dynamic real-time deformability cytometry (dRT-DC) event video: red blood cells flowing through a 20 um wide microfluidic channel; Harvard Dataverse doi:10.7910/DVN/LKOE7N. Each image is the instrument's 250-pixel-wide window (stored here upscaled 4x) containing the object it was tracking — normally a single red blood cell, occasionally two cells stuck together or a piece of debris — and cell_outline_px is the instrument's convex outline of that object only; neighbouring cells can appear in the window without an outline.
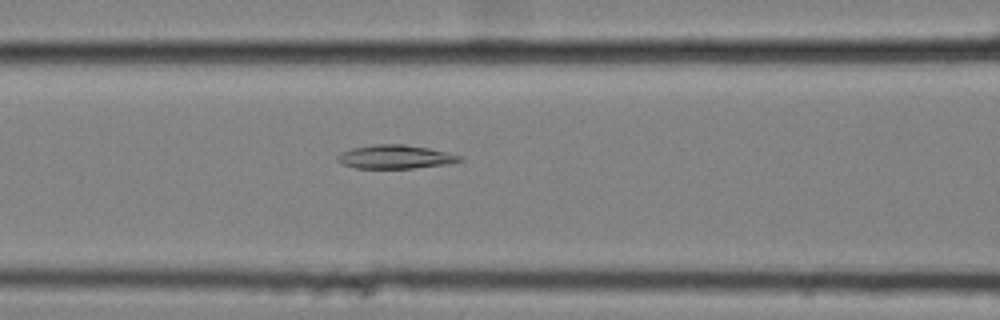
{"species": "common noctule bat (a hibernating species)", "species_latin": "Nyctalus noctula", "temperature_condition": "cold", "stored_images_in_passage": 57, "camera_frame_rate_fps": 3000, "um_per_image_px": 0.085, "animal": {"sex": "female", "body_mass_g": 25.1}, "frame": {"image": 1, "passage_image": 26, "time_ms": 8.333, "image_size_px": [1000, 320], "cell_outline_px": [[464, 160], [448, 164], [412, 168], [356, 168], [344, 164], [336, 160], [336, 156], [340, 152], [352, 148], [376, 144], [404, 144], [428, 148], [464, 156]], "centroid_in_image_um": [33.61, 13.33], "position_along_channel_um": 133.0, "area_um2": 16.88}}
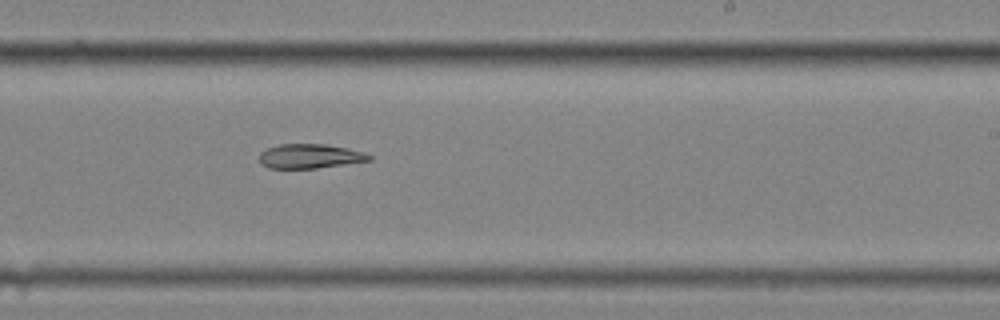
{"frame": {"image": 2, "passage_image": 37, "time_ms": 12.0, "image_size_px": [1000, 320], "cell_outline_px": [[372, 160], [316, 168], [268, 168], [260, 164], [260, 152], [268, 148], [280, 144], [324, 144], [348, 148], [364, 152], [372, 156]], "centroid_in_image_um": [26.34, 13.27], "position_along_channel_um": 262.7, "area_um2": 15.55}}
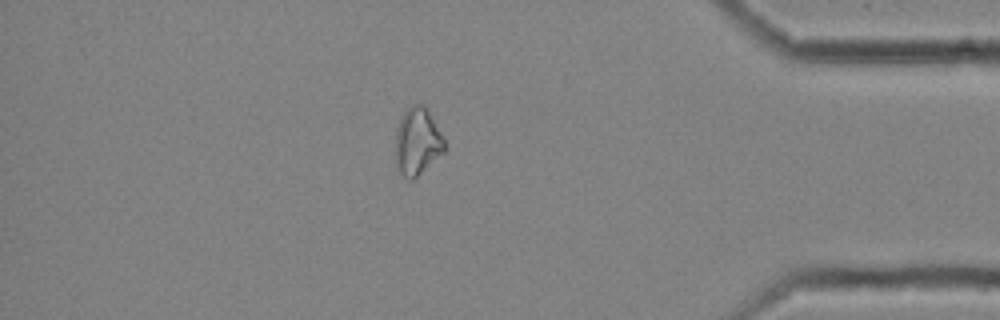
{"frame": {"image": 3, "passage_image": 51, "time_ms": 16.667, "image_size_px": [1000, 320], "cell_outline_px": [[448, 148], [444, 152], [412, 180], [408, 180], [396, 168], [396, 128], [400, 116], [412, 104], [420, 104], [428, 112], [444, 140]], "centroid_in_image_um": [35.45, 12.05], "position_along_channel_um": 399.7, "area_um2": 18.96}}